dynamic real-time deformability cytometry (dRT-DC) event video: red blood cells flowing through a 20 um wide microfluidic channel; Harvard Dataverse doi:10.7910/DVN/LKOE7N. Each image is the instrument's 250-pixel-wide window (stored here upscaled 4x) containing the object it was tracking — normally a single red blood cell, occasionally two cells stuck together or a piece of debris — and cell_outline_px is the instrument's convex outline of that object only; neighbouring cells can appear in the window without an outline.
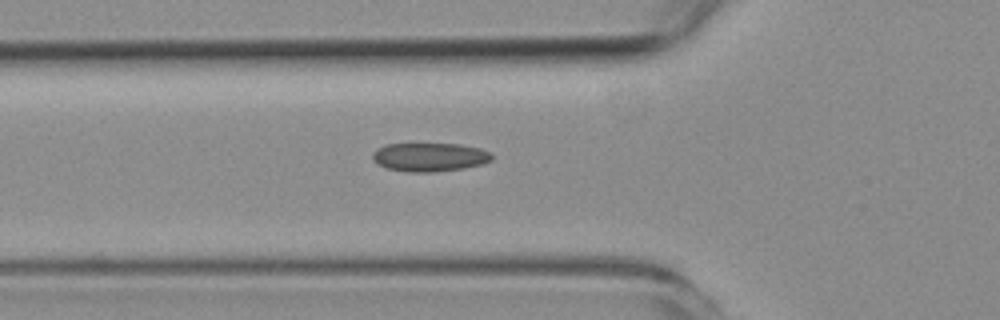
{"species": "common noctule bat (a hibernating species)", "species_latin": "Nyctalus noctula", "temperature_condition": "room temperature", "stored_images_in_passage": 38, "camera_frame_rate_fps": 3000, "um_per_image_px": 0.085, "animal": {"sex": "female", "body_mass_g": 19.3, "forearm_length_mm": 54.1}, "frame": {"image": 1, "passage_image": 2, "time_ms": 0.333, "image_size_px": [1000, 320], "cell_outline_px": [[492, 160], [484, 164], [464, 168], [432, 172], [408, 172], [388, 168], [380, 164], [372, 156], [372, 152], [384, 144], [460, 144], [480, 148], [492, 152]], "centroid_in_image_um": [36.57, 13.34], "position_along_channel_um": 89.2, "area_um2": 19.88}}
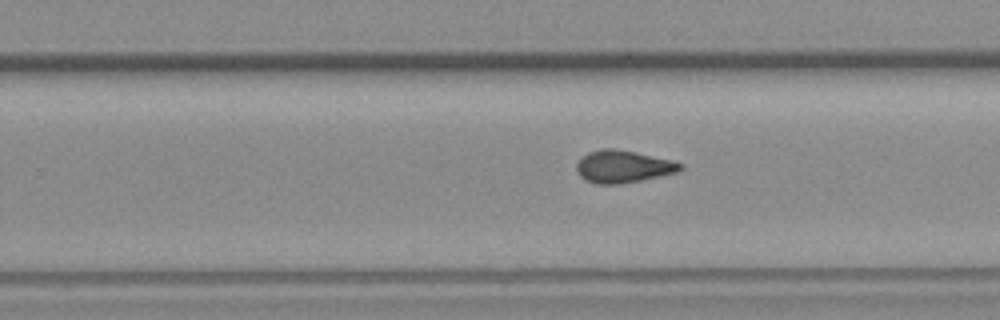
{"frame": {"image": 2, "passage_image": 17, "time_ms": 5.333, "image_size_px": [1000, 320], "cell_outline_px": [[684, 168], [676, 172], [640, 180], [620, 184], [596, 184], [580, 176], [576, 168], [576, 164], [580, 156], [588, 152], [604, 148], [612, 148], [636, 152], [672, 160], [684, 164]], "centroid_in_image_um": [52.95, 14.14], "position_along_channel_um": 276.9, "area_um2": 19.54}}
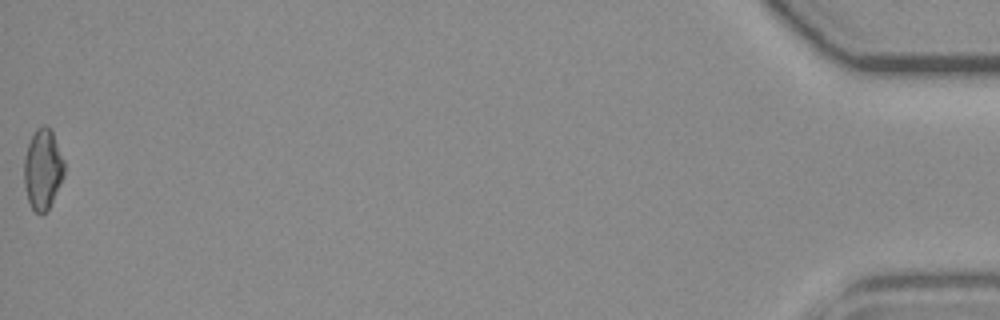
{"frame": {"image": 3, "passage_image": 38, "time_ms": 12.333, "image_size_px": [1000, 320], "cell_outline_px": [[64, 176], [48, 208], [44, 212], [36, 212], [32, 208], [28, 200], [24, 184], [24, 156], [28, 144], [36, 128], [44, 124], [52, 132], [64, 160]], "centroid_in_image_um": [3.62, 14.36], "position_along_channel_um": 431.6, "area_um2": 18.5}}